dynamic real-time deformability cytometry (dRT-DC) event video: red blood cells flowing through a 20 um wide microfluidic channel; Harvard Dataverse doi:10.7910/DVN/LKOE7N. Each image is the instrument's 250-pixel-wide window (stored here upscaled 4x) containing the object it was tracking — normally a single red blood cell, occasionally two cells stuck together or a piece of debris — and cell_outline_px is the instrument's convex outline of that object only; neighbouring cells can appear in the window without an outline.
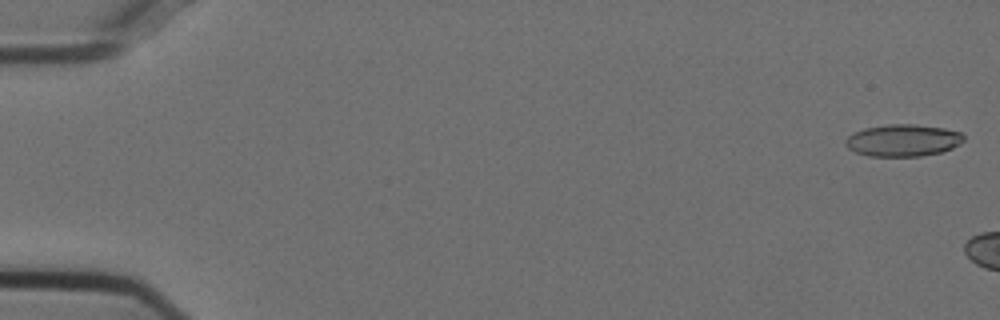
{"species": "Egyptian fruit bat (a non-hibernating species)", "species_latin": "Rousettus aegyptiacus", "temperature_condition": "cold", "stored_images_in_passage": 4, "camera_frame_rate_fps": 3000, "um_per_image_px": 0.085, "animal": {"sex": "female"}, "frame": {"image": 1, "passage_image": 1, "time_ms": 0.0, "image_size_px": [1000, 320], "cell_outline_px": [[964, 140], [960, 144], [952, 148], [940, 152], [920, 156], [868, 156], [856, 152], [848, 148], [844, 144], [844, 140], [852, 132], [864, 128], [888, 124], [912, 124], [944, 128], [960, 132], [964, 136]], "centroid_in_image_um": [76.72, 11.92], "position_along_channel_um": 8.3, "area_um2": 22.14}}